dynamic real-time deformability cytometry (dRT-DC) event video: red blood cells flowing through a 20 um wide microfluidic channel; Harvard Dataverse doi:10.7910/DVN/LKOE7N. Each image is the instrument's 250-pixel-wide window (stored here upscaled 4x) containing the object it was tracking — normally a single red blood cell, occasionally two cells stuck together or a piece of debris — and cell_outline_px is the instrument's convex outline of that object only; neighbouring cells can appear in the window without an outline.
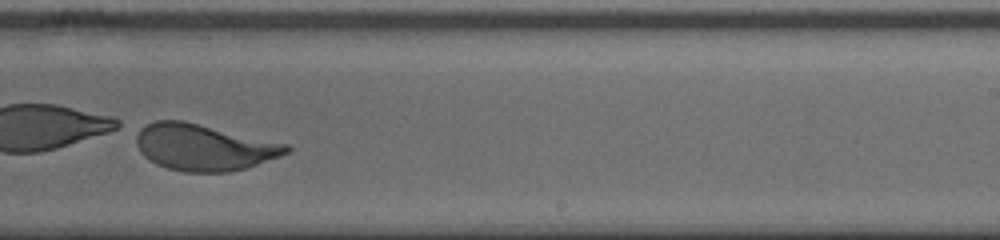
{"species": "human", "species_latin": "Homo sapiens", "temperature_condition": "cold", "stored_images_in_passage": 33, "camera_frame_rate_fps": 3000, "um_per_image_px": 0.085, "donor": {"sex": "male"}, "frame": {"image": 1, "passage_image": 19, "time_ms": 6.0, "image_size_px": [1000, 240], "cell_outline_px": [[292, 148], [288, 152], [280, 156], [232, 172], [184, 172], [168, 168], [156, 164], [148, 160], [140, 152], [136, 144], [136, 132], [140, 128], [156, 120], [184, 120], [288, 144]], "centroid_in_image_um": [17.3, 12.51], "position_along_channel_um": 271.7, "area_um2": 40.69}}